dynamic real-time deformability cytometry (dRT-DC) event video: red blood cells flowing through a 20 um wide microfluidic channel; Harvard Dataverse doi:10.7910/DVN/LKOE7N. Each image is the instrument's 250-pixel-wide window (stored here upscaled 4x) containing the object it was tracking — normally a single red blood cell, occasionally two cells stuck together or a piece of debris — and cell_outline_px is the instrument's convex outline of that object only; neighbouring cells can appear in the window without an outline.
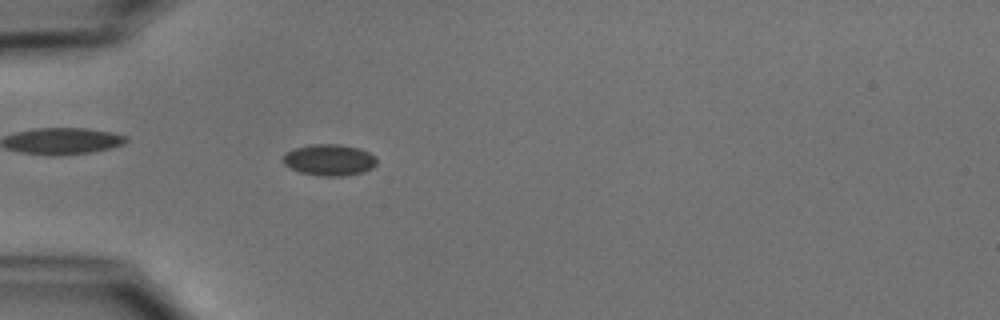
{"species": "common noctule bat (a hibernating species)", "species_latin": "Nyctalus noctula", "temperature_condition": "cold", "stored_images_in_passage": 52, "camera_frame_rate_fps": 3000, "um_per_image_px": 0.085, "animal": {"sex": "male", "body_mass_g": 15.6}, "frame": {"image": 1, "passage_image": 16, "time_ms": 5.0, "image_size_px": [1000, 320], "cell_outline_px": [[376, 164], [372, 168], [364, 172], [344, 176], [320, 176], [300, 172], [284, 164], [284, 156], [288, 152], [296, 148], [312, 144], [340, 144], [360, 148], [376, 156]], "centroid_in_image_um": [28.04, 13.6], "position_along_channel_um": 57.0, "area_um2": 17.05}}
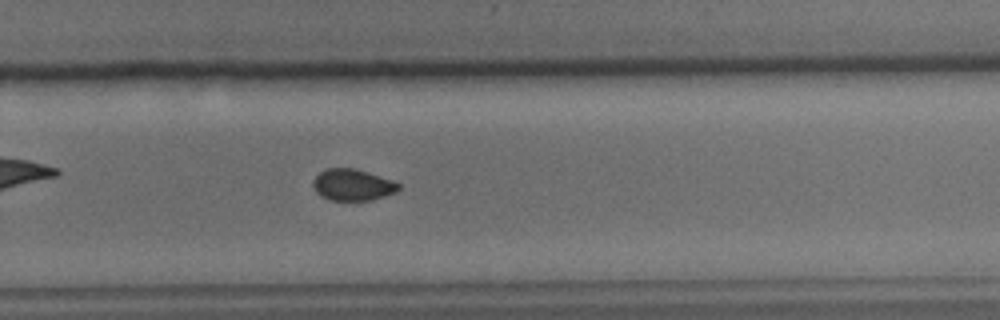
{"frame": {"image": 2, "passage_image": 35, "time_ms": 11.333, "image_size_px": [1000, 320], "cell_outline_px": [[400, 188], [396, 192], [372, 200], [328, 200], [320, 196], [316, 192], [312, 184], [312, 180], [320, 172], [328, 168], [352, 168], [368, 172], [392, 180], [400, 184]], "centroid_in_image_um": [29.95, 15.72], "position_along_channel_um": 299.8, "area_um2": 15.72}}
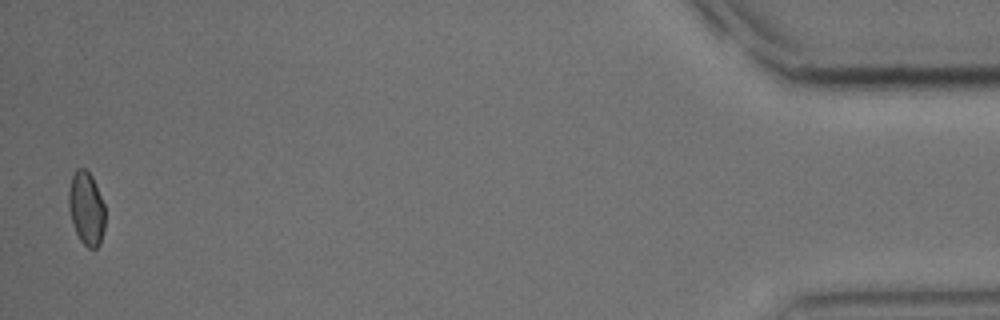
{"frame": {"image": 3, "passage_image": 51, "time_ms": 16.667, "image_size_px": [1000, 320], "cell_outline_px": [[104, 228], [100, 244], [96, 248], [88, 248], [80, 240], [76, 232], [68, 208], [68, 192], [72, 176], [76, 168], [84, 168], [92, 176], [96, 184], [104, 204]], "centroid_in_image_um": [7.33, 17.7], "position_along_channel_um": 427.9, "area_um2": 15.55}, "authors_computed_cell_mechanics": {"area_um2": 16.0395, "velocity_mm_per_s": 3.9404, "shape_relaxation_time_tau1_ms": null, "shape_relaxation_time_tau2_ms": 3.3588, "deformation_change_tau1": null, "deformation_change_tau2": 0.0585}}